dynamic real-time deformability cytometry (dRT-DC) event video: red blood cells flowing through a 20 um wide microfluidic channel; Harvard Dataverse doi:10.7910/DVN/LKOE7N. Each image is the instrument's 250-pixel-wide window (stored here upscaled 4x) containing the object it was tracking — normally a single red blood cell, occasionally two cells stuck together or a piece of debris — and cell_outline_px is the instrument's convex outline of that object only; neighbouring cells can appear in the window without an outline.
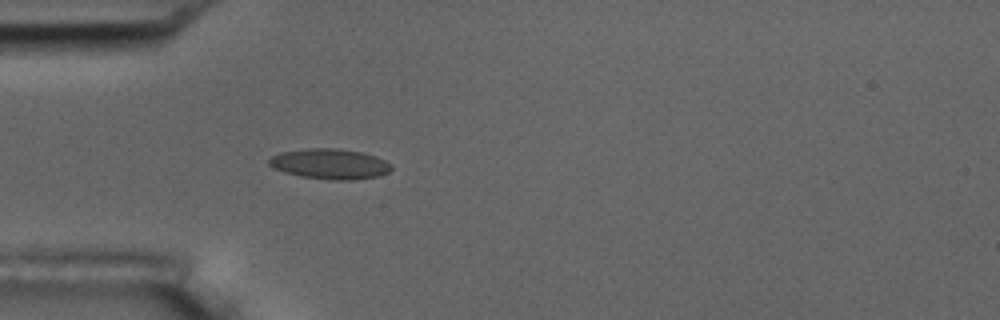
{"species": "common noctule bat (a hibernating species)", "species_latin": "Nyctalus noctula", "temperature_condition": "room temperature", "stored_images_in_passage": 2, "camera_frame_rate_fps": 3000, "um_per_image_px": 0.085, "animal": {"sex": "male", "body_mass_g": 17.5, "forearm_length_mm": 52.3}, "frame": {"image": 1, "passage_image": 2, "time_ms": 2.333, "image_size_px": [1000, 320], "cell_outline_px": [[392, 168], [388, 172], [380, 176], [352, 180], [332, 180], [300, 176], [284, 172], [272, 168], [268, 164], [268, 160], [272, 156], [280, 152], [304, 148], [336, 148], [360, 152], [376, 156], [392, 164]], "centroid_in_image_um": [28.02, 13.93], "position_along_channel_um": 57.0, "area_um2": 21.79}}